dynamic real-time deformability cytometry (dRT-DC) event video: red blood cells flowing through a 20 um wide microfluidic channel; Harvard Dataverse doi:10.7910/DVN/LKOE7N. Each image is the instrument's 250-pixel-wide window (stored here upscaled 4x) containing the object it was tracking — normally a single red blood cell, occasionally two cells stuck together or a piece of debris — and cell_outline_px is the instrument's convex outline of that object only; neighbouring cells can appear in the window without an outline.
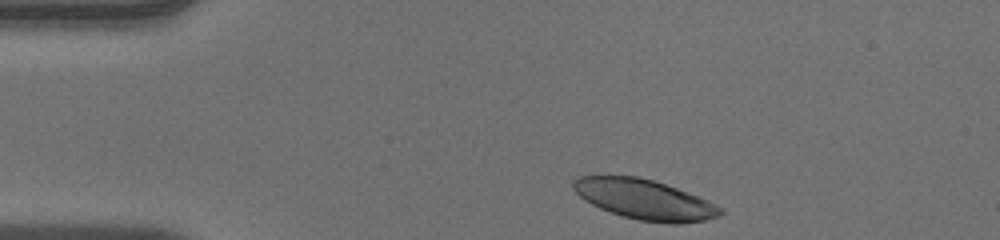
{"species": "human", "species_latin": "Homo sapiens", "temperature_condition": "warm", "stored_images_in_passage": 32, "camera_frame_rate_fps": 3000, "um_per_image_px": 0.085, "donor": {"sex": "male"}, "frame": {"image": 1, "passage_image": 1, "time_ms": 0.0, "image_size_px": [1000, 240], "cell_outline_px": [[724, 212], [720, 216], [704, 220], [680, 224], [668, 224], [640, 220], [624, 216], [600, 208], [584, 200], [572, 188], [572, 184], [580, 176], [636, 176], [652, 180], [676, 188], [708, 200], [724, 208]], "centroid_in_image_um": [54.83, 16.97], "position_along_channel_um": 30.2, "area_um2": 34.04}}
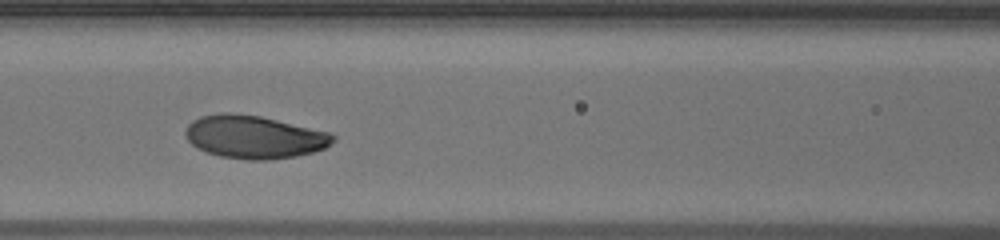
{"frame": {"image": 2, "passage_image": 13, "time_ms": 4.0, "image_size_px": [1000, 240], "cell_outline_px": [[336, 140], [324, 148], [312, 152], [296, 156], [268, 160], [248, 160], [220, 156], [196, 148], [188, 140], [184, 132], [188, 124], [192, 120], [200, 116], [220, 112], [228, 112], [260, 116], [328, 132], [336, 136]], "centroid_in_image_um": [21.58, 11.64], "position_along_channel_um": 145.0, "area_um2": 36.93}}
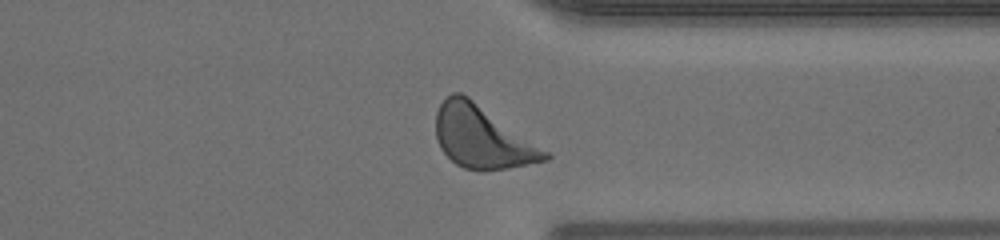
{"frame": {"image": 3, "passage_image": 29, "time_ms": 9.333, "image_size_px": [1000, 240], "cell_outline_px": [[552, 156], [548, 160], [508, 168], [484, 172], [480, 172], [464, 168], [456, 164], [440, 148], [436, 136], [436, 112], [440, 104], [452, 92], [460, 92], [468, 96], [548, 152]], "centroid_in_image_um": [40.96, 11.68], "position_along_channel_um": 370.4, "area_um2": 39.3}}